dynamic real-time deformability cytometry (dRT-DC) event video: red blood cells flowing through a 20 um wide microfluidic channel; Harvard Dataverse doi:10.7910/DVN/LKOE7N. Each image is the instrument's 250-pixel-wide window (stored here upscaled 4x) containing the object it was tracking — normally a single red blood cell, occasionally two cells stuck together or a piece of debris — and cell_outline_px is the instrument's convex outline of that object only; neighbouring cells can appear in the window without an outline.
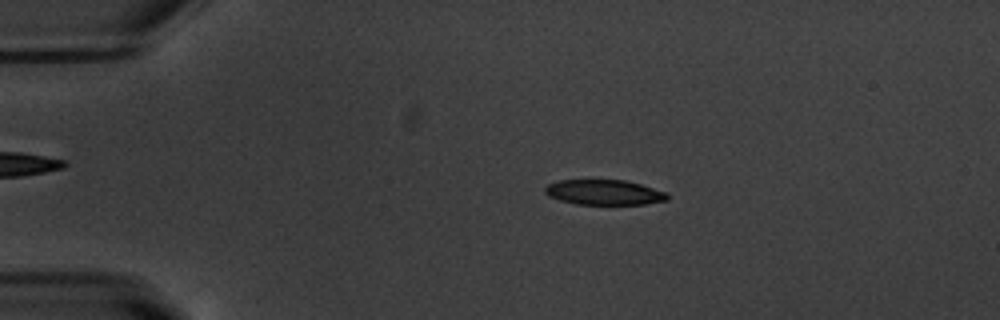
{"species": "common noctule bat (a hibernating species)", "species_latin": "Nyctalus noctula", "temperature_condition": "warm", "stored_images_in_passage": 49, "camera_frame_rate_fps": 3000, "um_per_image_px": 0.085, "animal": {"sex": "male", "body_mass_g": 20.1, "forearm_length_mm": 53.5}, "frame": {"image": 1, "passage_image": 6, "time_ms": 1.667, "image_size_px": [1000, 320], "cell_outline_px": [[668, 200], [644, 204], [576, 204], [560, 200], [548, 196], [544, 192], [544, 188], [548, 184], [560, 180], [624, 180], [640, 184], [668, 192]], "centroid_in_image_um": [51.35, 16.35], "position_along_channel_um": 33.6, "area_um2": 17.92}}
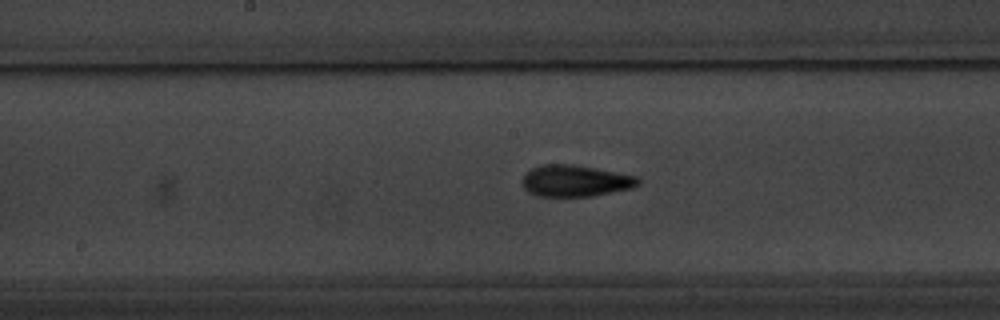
{"frame": {"image": 2, "passage_image": 23, "time_ms": 7.333, "image_size_px": [1000, 320], "cell_outline_px": [[640, 184], [632, 188], [592, 196], [536, 196], [528, 192], [520, 184], [524, 176], [532, 168], [544, 164], [572, 164], [596, 168], [636, 176], [640, 180]], "centroid_in_image_um": [48.89, 15.37], "position_along_channel_um": 199.3, "area_um2": 21.27}}
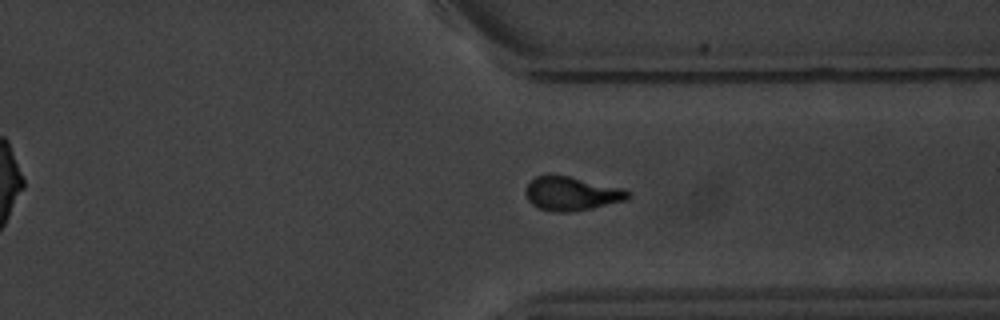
{"frame": {"image": 3, "passage_image": 36, "time_ms": 11.667, "image_size_px": [1000, 320], "cell_outline_px": [[628, 196], [624, 200], [592, 208], [572, 212], [556, 212], [540, 208], [532, 204], [528, 200], [524, 192], [528, 184], [536, 176], [552, 172], [624, 188], [628, 192]], "centroid_in_image_um": [48.53, 16.42], "position_along_channel_um": 362.9, "area_um2": 20.35}, "authors_computed_cell_mechanics": {"area_um2": 19.7676, "velocity_mm_per_s": 3.7908, "shape_relaxation_time_tau1_ms": 3.2952, "shape_relaxation_time_tau2_ms": 1.6224, "deformation_change_tau1": 0.1654, "deformation_change_tau2": 0.0839}}